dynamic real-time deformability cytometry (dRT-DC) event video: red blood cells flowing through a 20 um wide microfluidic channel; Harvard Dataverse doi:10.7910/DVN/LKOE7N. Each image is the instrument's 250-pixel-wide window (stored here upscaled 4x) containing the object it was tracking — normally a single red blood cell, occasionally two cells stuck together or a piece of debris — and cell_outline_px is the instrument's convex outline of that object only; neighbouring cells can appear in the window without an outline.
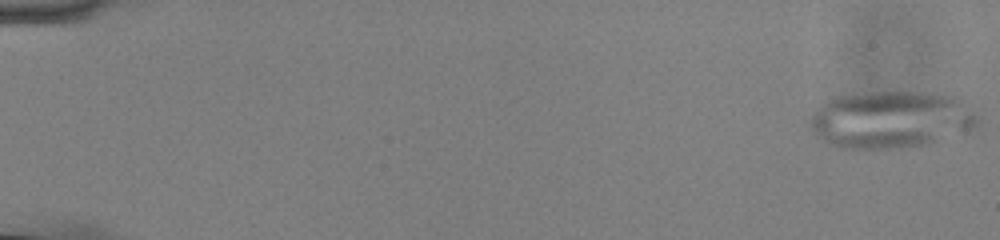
{"species": "common noctule bat (a hibernating species)", "species_latin": "Nyctalus noctula", "temperature_condition": "cold", "stored_images_in_passage": 55, "camera_frame_rate_fps": 3000, "um_per_image_px": 0.085, "animal": {"sex": "male", "body_mass_g": 13.0, "forearm_length_mm": 53.1}, "frame": {"image": 1, "passage_image": 1, "time_ms": 0.0, "image_size_px": [1000, 240], "cell_outline_px": [[980, 120], [976, 128], [928, 144], [908, 148], [840, 148], [816, 136], [812, 128], [812, 116], [816, 108], [820, 104], [836, 96], [872, 92], [924, 92], [960, 96]], "centroid_in_image_um": [75.79, 10.16], "position_along_channel_um": 9.2, "area_um2": 56.07}}
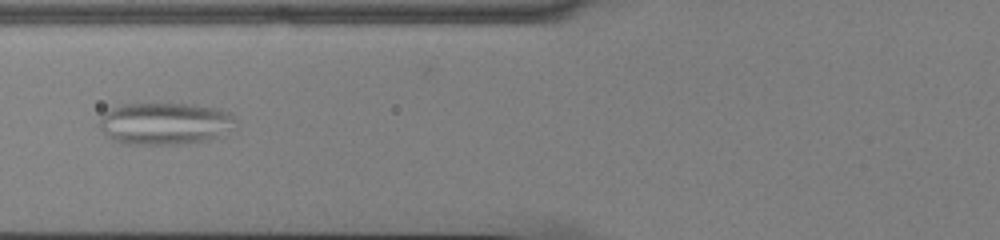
{"frame": {"image": 2, "passage_image": 24, "time_ms": 7.667, "image_size_px": [1000, 240], "cell_outline_px": [[240, 124], [208, 140], [180, 144], [120, 144], [112, 140], [100, 128], [100, 116], [104, 112], [120, 104], [192, 104], [220, 108], [232, 112]], "centroid_in_image_um": [14.05, 10.49], "position_along_channel_um": 111.8, "area_um2": 33.81}}
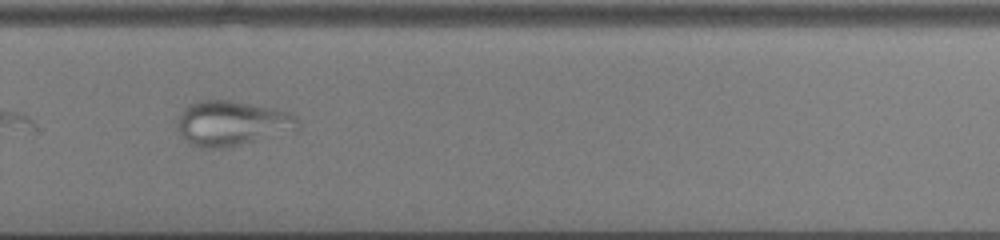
{"frame": {"image": 3, "passage_image": 40, "time_ms": 13.0, "image_size_px": [1000, 240], "cell_outline_px": [[300, 120], [296, 128], [224, 148], [200, 148], [192, 144], [180, 132], [176, 124], [176, 120], [180, 112], [188, 104], [200, 100], [232, 100], [292, 112]], "centroid_in_image_um": [19.64, 10.44], "position_along_channel_um": 310.2, "area_um2": 30.92}}